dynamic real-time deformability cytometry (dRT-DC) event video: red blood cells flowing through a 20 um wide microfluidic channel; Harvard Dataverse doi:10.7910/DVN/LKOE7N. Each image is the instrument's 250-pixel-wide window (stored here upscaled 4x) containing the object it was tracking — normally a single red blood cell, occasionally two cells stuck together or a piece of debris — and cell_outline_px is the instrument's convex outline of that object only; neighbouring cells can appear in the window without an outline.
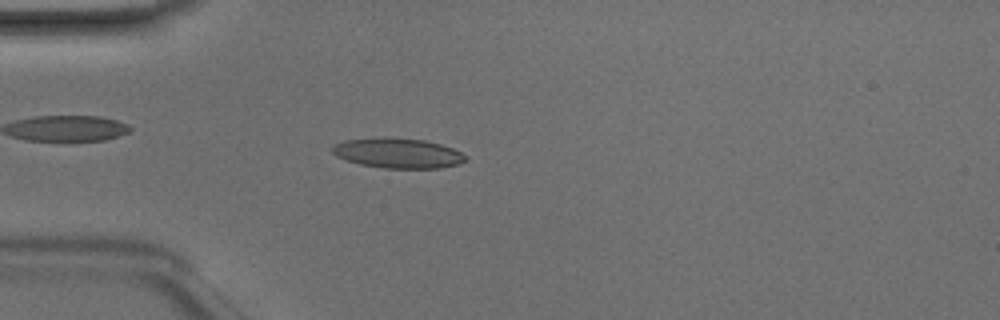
{"species": "Egyptian fruit bat (a non-hibernating species)", "species_latin": "Rousettus aegyptiacus", "temperature_condition": "room temperature", "stored_images_in_passage": 41, "camera_frame_rate_fps": 3000, "um_per_image_px": 0.085, "animal": {"sex": "male"}, "frame": {"image": 1, "passage_image": 6, "time_ms": 1.667, "image_size_px": [1000, 320], "cell_outline_px": [[468, 156], [464, 160], [456, 164], [440, 168], [384, 168], [360, 164], [336, 156], [332, 152], [332, 144], [344, 140], [384, 136], [424, 140], [440, 144], [452, 148]], "centroid_in_image_um": [33.77, 13.0], "position_along_channel_um": 51.2, "area_um2": 23.35}}
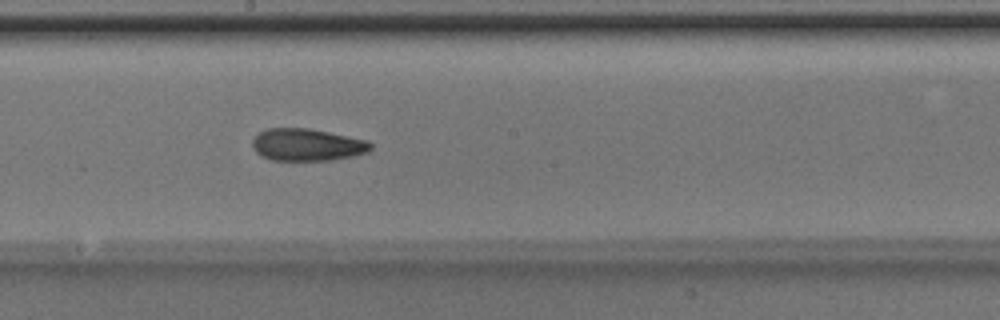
{"frame": {"image": 2, "passage_image": 19, "time_ms": 6.0, "image_size_px": [1000, 320], "cell_outline_px": [[372, 148], [368, 152], [352, 156], [328, 160], [272, 160], [260, 156], [252, 148], [252, 140], [260, 132], [268, 128], [308, 128], [368, 140], [372, 144]], "centroid_in_image_um": [26.09, 12.3], "position_along_channel_um": 222.1, "area_um2": 22.2}}
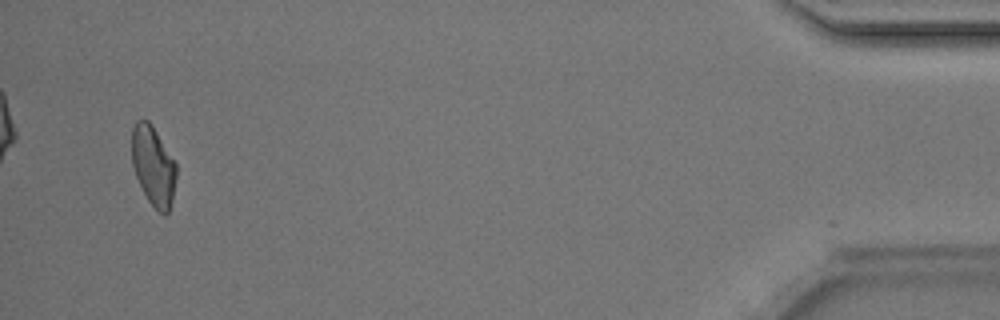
{"frame": {"image": 3, "passage_image": 39, "time_ms": 12.667, "image_size_px": [1000, 320], "cell_outline_px": [[176, 176], [172, 200], [168, 212], [164, 216], [148, 200], [136, 176], [132, 164], [132, 128], [136, 120], [148, 120], [152, 124], [176, 160]], "centroid_in_image_um": [13.04, 14.05], "position_along_channel_um": 422.2, "area_um2": 20.69}, "authors_computed_cell_mechanics": {"area_um2": 21.9062, "velocity_mm_per_s": 4.1954, "shape_relaxation_time_tau1_ms": 4.3938, "shape_relaxation_time_tau2_ms": 4.2766, "deformation_change_tau1": 0.1434, "deformation_change_tau2": 0.1091}}